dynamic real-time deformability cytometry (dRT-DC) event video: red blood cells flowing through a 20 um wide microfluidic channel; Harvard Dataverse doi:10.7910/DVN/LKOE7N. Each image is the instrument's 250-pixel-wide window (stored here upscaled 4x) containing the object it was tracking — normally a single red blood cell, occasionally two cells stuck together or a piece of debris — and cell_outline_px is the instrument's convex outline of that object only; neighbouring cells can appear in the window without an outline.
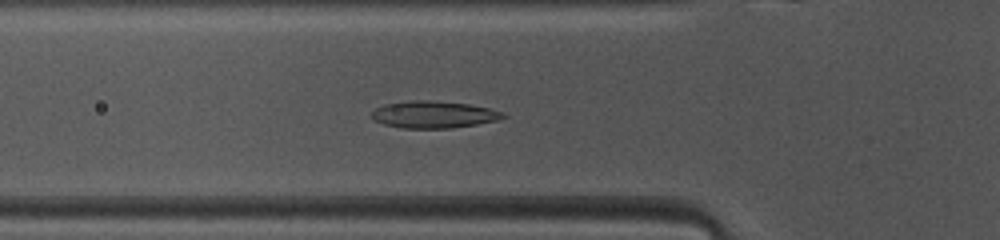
{"species": "common noctule bat (a hibernating species)", "species_latin": "Nyctalus noctula", "temperature_condition": "warm", "stored_images_in_passage": 39, "camera_frame_rate_fps": 3000, "um_per_image_px": 0.085, "animal": {"sex": "female", "body_mass_g": 10.0, "forearm_length_mm": 53.1}, "frame": {"image": 1, "passage_image": 7, "time_ms": 2.0, "image_size_px": [1000, 240], "cell_outline_px": [[508, 116], [496, 120], [476, 124], [452, 128], [400, 128], [384, 124], [372, 120], [368, 116], [376, 108], [384, 104], [416, 100], [428, 100], [468, 104], [488, 108], [504, 112]], "centroid_in_image_um": [36.82, 9.74], "position_along_channel_um": 89.0, "area_um2": 20.69}}
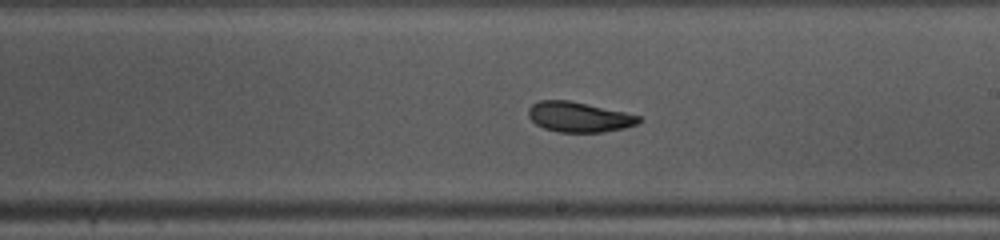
{"frame": {"image": 2, "passage_image": 18, "time_ms": 5.667, "image_size_px": [1000, 240], "cell_outline_px": [[644, 120], [636, 124], [624, 128], [604, 132], [560, 132], [544, 128], [536, 124], [528, 116], [528, 108], [532, 104], [540, 100], [568, 100], [624, 112], [640, 116]], "centroid_in_image_um": [49.21, 9.94], "position_along_channel_um": 239.8, "area_um2": 19.31}}
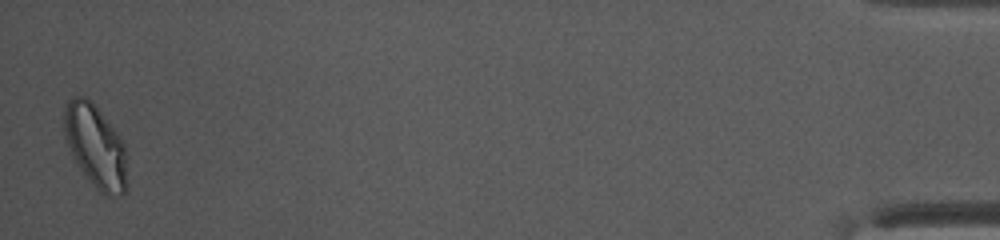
{"frame": {"image": 3, "passage_image": 39, "time_ms": 12.667, "image_size_px": [1000, 240], "cell_outline_px": [[128, 188], [124, 196], [104, 196], [84, 176], [76, 164], [72, 156], [64, 136], [64, 104], [72, 96], [84, 96], [100, 112], [120, 136], [124, 144]], "centroid_in_image_um": [8.12, 12.49], "position_along_channel_um": 427.1, "area_um2": 30.75}, "authors_computed_cell_mechanics": {"area_um2": 20.2878, "velocity_mm_per_s": 4.0921, "shape_relaxation_time_tau1_ms": 2.3128, "shape_relaxation_time_tau2_ms": 1.2709, "deformation_change_tau1": 0.1191, "deformation_change_tau2": 0.0772}}